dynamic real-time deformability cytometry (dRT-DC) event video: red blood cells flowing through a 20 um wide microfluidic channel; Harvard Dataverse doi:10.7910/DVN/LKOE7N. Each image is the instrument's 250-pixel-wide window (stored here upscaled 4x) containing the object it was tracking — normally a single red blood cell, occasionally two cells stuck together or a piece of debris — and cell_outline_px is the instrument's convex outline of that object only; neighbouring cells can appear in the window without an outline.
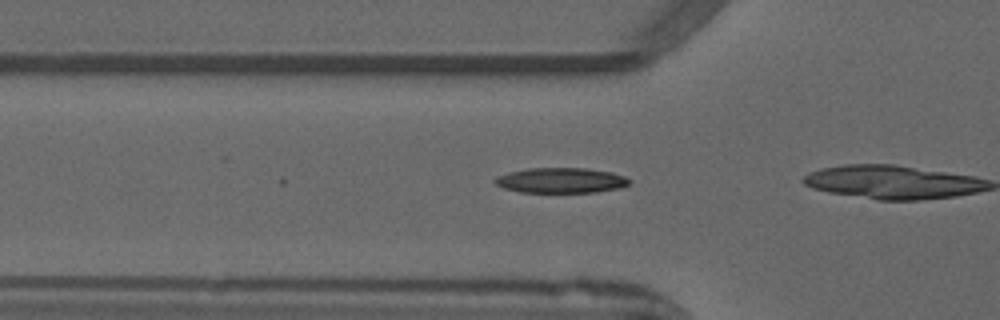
{"species": "common noctule bat (a hibernating species)", "species_latin": "Nyctalus noctula", "temperature_condition": "warm", "stored_images_in_passage": 19, "camera_frame_rate_fps": 3000, "um_per_image_px": 0.085, "animal": {"sex": "male", "forearm_length_mm": 52.5}, "frame": {"image": 1, "passage_image": 14, "time_ms": 4.333, "image_size_px": [1000, 320], "cell_outline_px": [[632, 180], [628, 184], [620, 188], [596, 192], [520, 192], [504, 188], [496, 184], [492, 180], [496, 176], [508, 172], [528, 168], [584, 168], [612, 172], [624, 176]], "centroid_in_image_um": [47.67, 15.33], "position_along_channel_um": 78.1, "area_um2": 19.83}}